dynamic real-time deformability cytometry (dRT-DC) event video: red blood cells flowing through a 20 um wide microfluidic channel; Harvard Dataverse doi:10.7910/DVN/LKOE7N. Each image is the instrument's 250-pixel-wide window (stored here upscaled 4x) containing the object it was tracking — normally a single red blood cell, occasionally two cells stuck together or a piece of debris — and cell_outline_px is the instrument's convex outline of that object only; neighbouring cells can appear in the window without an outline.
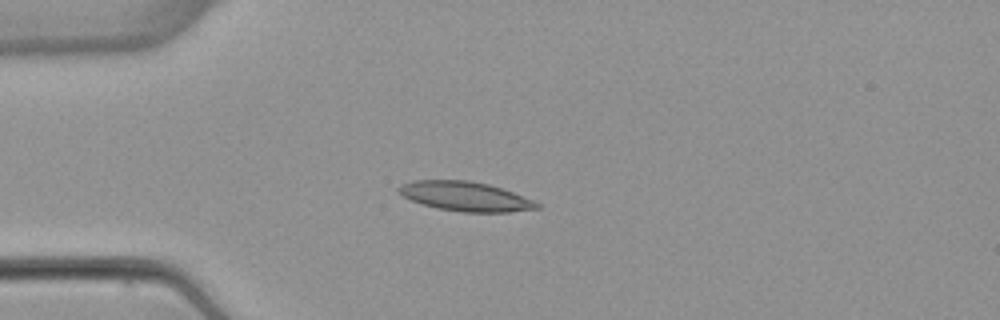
{"species": "common noctule bat (a hibernating species)", "species_latin": "Nyctalus noctula", "temperature_condition": "warm", "stored_images_in_passage": 3, "camera_frame_rate_fps": 3000, "um_per_image_px": 0.085, "animal": {"sex": "female", "body_mass_g": 22.7, "forearm_length_mm": 54.2}, "frame": {"image": 1, "passage_image": 3, "time_ms": 3.0, "image_size_px": [1000, 320], "cell_outline_px": [[540, 208], [508, 212], [464, 212], [436, 208], [412, 200], [396, 192], [396, 188], [400, 184], [412, 180], [468, 180], [488, 184], [512, 192], [532, 200], [540, 204]], "centroid_in_image_um": [39.5, 16.68], "position_along_channel_um": 45.5, "area_um2": 23.58}}